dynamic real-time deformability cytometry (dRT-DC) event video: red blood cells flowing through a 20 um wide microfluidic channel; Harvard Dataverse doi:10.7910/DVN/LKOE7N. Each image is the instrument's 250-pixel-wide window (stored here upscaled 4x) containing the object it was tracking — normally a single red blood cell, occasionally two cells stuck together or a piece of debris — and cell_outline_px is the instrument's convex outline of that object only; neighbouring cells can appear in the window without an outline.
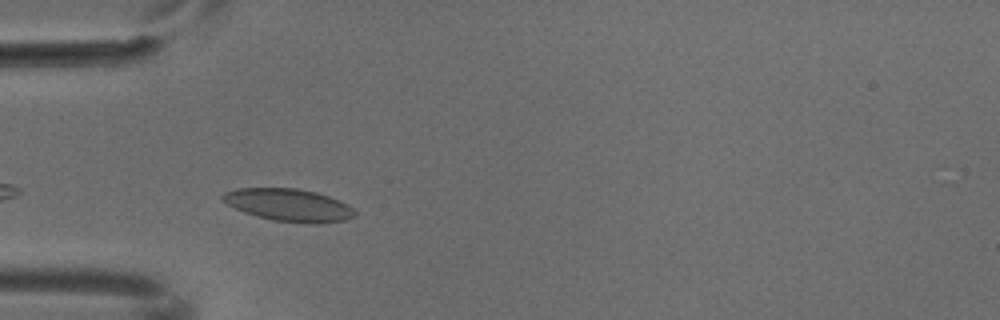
{"species": "common noctule bat (a hibernating species)", "species_latin": "Nyctalus noctula", "temperature_condition": "cold", "stored_images_in_passage": 6, "camera_frame_rate_fps": 3000, "um_per_image_px": 0.085, "animal": {"sex": "male", "body_mass_g": 18.8}, "frame": {"image": 1, "passage_image": 4, "time_ms": 1.0, "image_size_px": [1000, 320], "cell_outline_px": [[356, 212], [352, 216], [344, 220], [316, 224], [304, 224], [272, 220], [256, 216], [244, 212], [228, 204], [220, 196], [224, 192], [236, 188], [296, 188], [316, 192], [340, 200], [348, 204]], "centroid_in_image_um": [24.54, 17.43], "position_along_channel_um": 60.5, "area_um2": 25.09}}
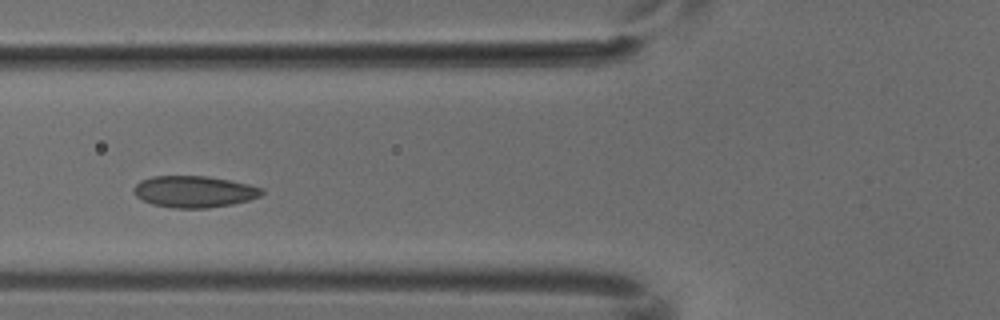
{"frame": {"image": 2, "passage_image": 5, "time_ms": 1.333, "image_size_px": [1000, 320], "cell_outline_px": [[264, 192], [260, 196], [248, 200], [232, 204], [208, 208], [172, 208], [152, 204], [136, 196], [132, 188], [140, 180], [152, 176], [208, 176], [248, 184], [264, 188]], "centroid_in_image_um": [16.49, 16.28], "position_along_channel_um": 109.3, "area_um2": 23.58}}
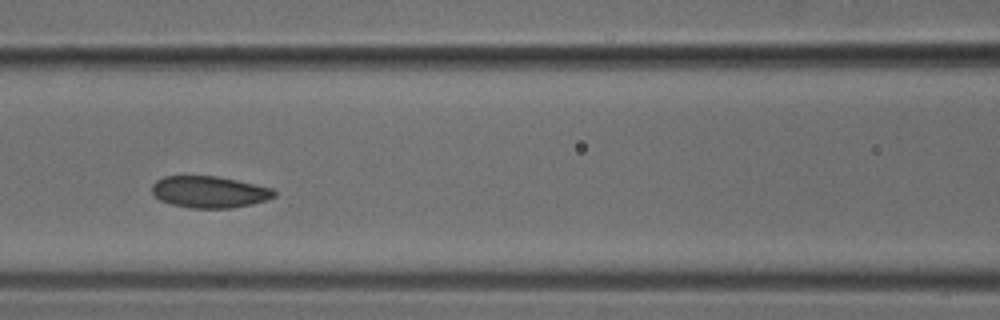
{"frame": {"image": 3, "passage_image": 6, "time_ms": 1.667, "image_size_px": [1000, 320], "cell_outline_px": [[276, 196], [268, 200], [252, 204], [232, 208], [188, 208], [172, 204], [160, 200], [152, 192], [152, 184], [156, 180], [164, 176], [216, 176], [236, 180], [272, 188], [276, 192]], "centroid_in_image_um": [17.81, 16.32], "position_along_channel_um": 148.8, "area_um2": 22.6}}